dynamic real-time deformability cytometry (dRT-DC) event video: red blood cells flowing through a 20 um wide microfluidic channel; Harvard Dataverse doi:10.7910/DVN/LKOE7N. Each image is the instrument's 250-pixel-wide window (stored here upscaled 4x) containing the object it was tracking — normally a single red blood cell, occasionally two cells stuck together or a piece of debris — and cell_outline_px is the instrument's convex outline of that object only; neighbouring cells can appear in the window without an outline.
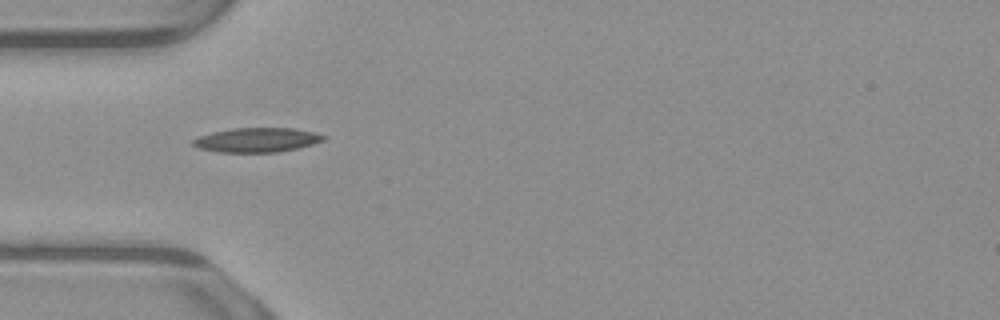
{"species": "common noctule bat (a hibernating species)", "species_latin": "Nyctalus noctula", "temperature_condition": "warm", "stored_images_in_passage": 37, "camera_frame_rate_fps": 3000, "um_per_image_px": 0.085, "animal": {"sex": "male", "body_mass_g": 23.1, "forearm_length_mm": 52.7}, "frame": {"image": 1, "passage_image": 1, "time_ms": 0.0, "image_size_px": [1000, 320], "cell_outline_px": [[328, 136], [324, 140], [312, 144], [296, 148], [276, 152], [216, 152], [196, 148], [192, 144], [192, 140], [200, 136], [212, 132], [232, 128], [296, 128]], "centroid_in_image_um": [21.8, 11.89], "position_along_channel_um": 63.2, "area_um2": 18.55}}
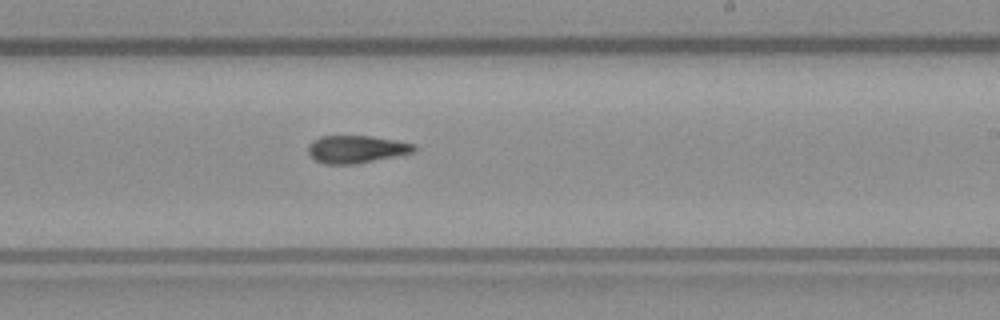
{"frame": {"image": 2, "passage_image": 16, "time_ms": 5.0, "image_size_px": [1000, 320], "cell_outline_px": [[416, 148], [412, 152], [352, 164], [324, 164], [316, 160], [308, 152], [308, 144], [312, 140], [320, 136], [372, 136], [396, 140], [416, 144]], "centroid_in_image_um": [30.24, 12.66], "position_along_channel_um": 258.8, "area_um2": 16.76}}
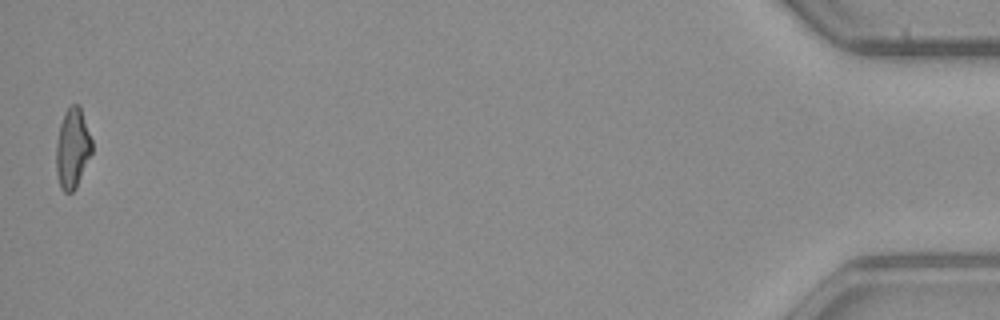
{"frame": {"image": 3, "passage_image": 37, "time_ms": 12.0, "image_size_px": [1000, 320], "cell_outline_px": [[92, 152], [76, 188], [72, 192], [64, 192], [60, 188], [56, 172], [56, 144], [60, 124], [64, 112], [72, 104], [80, 104], [92, 140]], "centroid_in_image_um": [6.16, 12.6], "position_along_channel_um": 429.0, "area_um2": 16.82}, "authors_computed_cell_mechanics": {"area_um2": 17.1088, "velocity_mm_per_s": 3.9172, "shape_relaxation_time_tau1_ms": null, "shape_relaxation_time_tau2_ms": 4.4386, "deformation_change_tau1": null, "deformation_change_tau2": 0.1336}}